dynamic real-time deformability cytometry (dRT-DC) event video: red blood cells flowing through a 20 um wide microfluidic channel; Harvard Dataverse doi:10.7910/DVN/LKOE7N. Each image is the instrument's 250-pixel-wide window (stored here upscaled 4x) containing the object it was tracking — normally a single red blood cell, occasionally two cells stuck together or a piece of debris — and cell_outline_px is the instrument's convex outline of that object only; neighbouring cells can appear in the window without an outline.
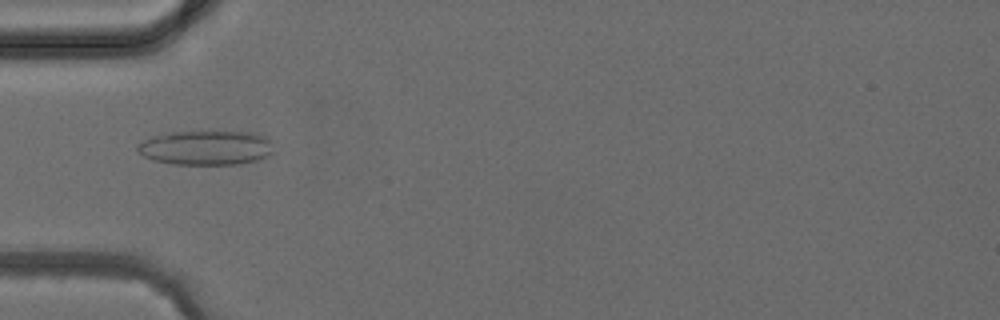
{"species": "common noctule bat (a hibernating species)", "species_latin": "Nyctalus noctula", "temperature_condition": "cold", "stored_images_in_passage": 4, "camera_frame_rate_fps": 3000, "um_per_image_px": 0.085, "animal": {"sex": "female", "body_mass_g": 24.6, "forearm_length_mm": 56.2}, "frame": {"image": 1, "passage_image": 4, "time_ms": 3.667, "image_size_px": [1000, 320], "cell_outline_px": [[276, 152], [268, 156], [256, 160], [240, 164], [176, 164], [156, 160], [144, 156], [136, 152], [136, 144], [152, 136], [168, 132], [252, 132], [268, 136], [272, 140]], "centroid_in_image_um": [17.57, 12.55], "position_along_channel_um": 67.4, "area_um2": 27.69}}